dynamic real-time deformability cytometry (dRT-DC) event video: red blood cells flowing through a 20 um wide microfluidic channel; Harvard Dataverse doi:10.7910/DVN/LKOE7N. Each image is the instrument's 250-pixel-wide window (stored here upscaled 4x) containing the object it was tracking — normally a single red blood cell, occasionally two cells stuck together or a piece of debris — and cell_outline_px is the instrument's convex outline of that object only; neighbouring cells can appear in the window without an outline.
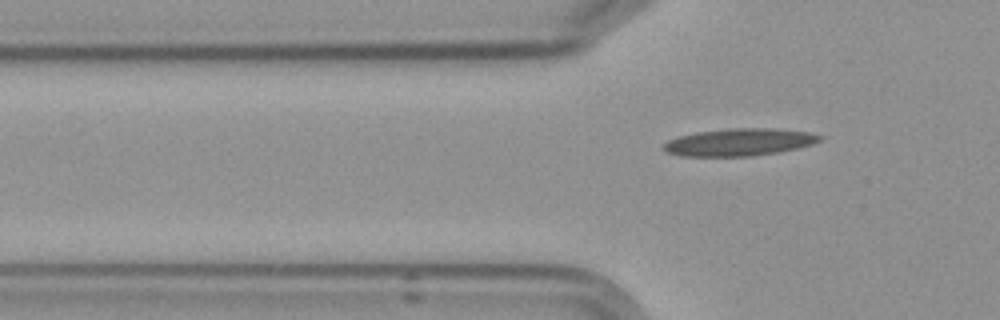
{"species": "Egyptian fruit bat (a non-hibernating species)", "species_latin": "Rousettus aegyptiacus", "temperature_condition": "cold", "stored_images_in_passage": 6, "camera_frame_rate_fps": 3000, "um_per_image_px": 0.085, "frame": {"image": 1, "passage_image": 6, "time_ms": 6.667, "image_size_px": [1000, 320], "cell_outline_px": [[824, 136], [820, 140], [812, 144], [796, 148], [776, 152], [752, 156], [680, 156], [668, 152], [660, 148], [668, 140], [680, 136], [696, 132], [728, 128], [776, 128], [808, 132]], "centroid_in_image_um": [62.82, 12.08], "position_along_channel_um": 63.0, "area_um2": 24.85}}